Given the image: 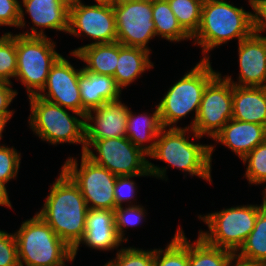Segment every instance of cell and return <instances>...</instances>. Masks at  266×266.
I'll use <instances>...</instances> for the list:
<instances>
[{
  "mask_svg": "<svg viewBox=\"0 0 266 266\" xmlns=\"http://www.w3.org/2000/svg\"><path fill=\"white\" fill-rule=\"evenodd\" d=\"M45 199L36 213L73 249L83 238L89 209L78 186L61 169Z\"/></svg>",
  "mask_w": 266,
  "mask_h": 266,
  "instance_id": "obj_1",
  "label": "cell"
},
{
  "mask_svg": "<svg viewBox=\"0 0 266 266\" xmlns=\"http://www.w3.org/2000/svg\"><path fill=\"white\" fill-rule=\"evenodd\" d=\"M253 34V12L236 7L225 0H204L201 23L191 38L202 48V60H210L211 50L238 39V43Z\"/></svg>",
  "mask_w": 266,
  "mask_h": 266,
  "instance_id": "obj_2",
  "label": "cell"
},
{
  "mask_svg": "<svg viewBox=\"0 0 266 266\" xmlns=\"http://www.w3.org/2000/svg\"><path fill=\"white\" fill-rule=\"evenodd\" d=\"M189 132L193 134L192 140L202 138L189 128H163L148 158L162 160L189 176H198L212 183V153L215 147L211 144L192 142L188 136Z\"/></svg>",
  "mask_w": 266,
  "mask_h": 266,
  "instance_id": "obj_3",
  "label": "cell"
},
{
  "mask_svg": "<svg viewBox=\"0 0 266 266\" xmlns=\"http://www.w3.org/2000/svg\"><path fill=\"white\" fill-rule=\"evenodd\" d=\"M219 73L212 69L210 60L201 59L176 81L157 105L163 128H183L178 127L177 122L194 111V119L184 127L193 129L204 90Z\"/></svg>",
  "mask_w": 266,
  "mask_h": 266,
  "instance_id": "obj_4",
  "label": "cell"
},
{
  "mask_svg": "<svg viewBox=\"0 0 266 266\" xmlns=\"http://www.w3.org/2000/svg\"><path fill=\"white\" fill-rule=\"evenodd\" d=\"M20 266H64L74 261L72 248L36 213L14 233Z\"/></svg>",
  "mask_w": 266,
  "mask_h": 266,
  "instance_id": "obj_5",
  "label": "cell"
},
{
  "mask_svg": "<svg viewBox=\"0 0 266 266\" xmlns=\"http://www.w3.org/2000/svg\"><path fill=\"white\" fill-rule=\"evenodd\" d=\"M27 99H29L31 111L28 124L35 135L51 145L81 144V154L85 152V116L83 114L48 102L37 95Z\"/></svg>",
  "mask_w": 266,
  "mask_h": 266,
  "instance_id": "obj_6",
  "label": "cell"
},
{
  "mask_svg": "<svg viewBox=\"0 0 266 266\" xmlns=\"http://www.w3.org/2000/svg\"><path fill=\"white\" fill-rule=\"evenodd\" d=\"M92 148L97 152L94 154ZM85 155L94 163L106 168L116 176L151 175L167 180L166 169L151 163L148 155L136 147L126 136L93 140L86 148Z\"/></svg>",
  "mask_w": 266,
  "mask_h": 266,
  "instance_id": "obj_7",
  "label": "cell"
},
{
  "mask_svg": "<svg viewBox=\"0 0 266 266\" xmlns=\"http://www.w3.org/2000/svg\"><path fill=\"white\" fill-rule=\"evenodd\" d=\"M260 205H239L217 212L199 215L209 231L200 229L199 236L209 245L236 254L254 228L258 213L266 206V194Z\"/></svg>",
  "mask_w": 266,
  "mask_h": 266,
  "instance_id": "obj_8",
  "label": "cell"
},
{
  "mask_svg": "<svg viewBox=\"0 0 266 266\" xmlns=\"http://www.w3.org/2000/svg\"><path fill=\"white\" fill-rule=\"evenodd\" d=\"M49 37L16 34V81L22 82L27 96L38 95L45 87L51 66L61 56Z\"/></svg>",
  "mask_w": 266,
  "mask_h": 266,
  "instance_id": "obj_9",
  "label": "cell"
},
{
  "mask_svg": "<svg viewBox=\"0 0 266 266\" xmlns=\"http://www.w3.org/2000/svg\"><path fill=\"white\" fill-rule=\"evenodd\" d=\"M78 186L89 209L115 210L114 187L117 176L94 163L85 153L78 160L69 157L61 168Z\"/></svg>",
  "mask_w": 266,
  "mask_h": 266,
  "instance_id": "obj_10",
  "label": "cell"
},
{
  "mask_svg": "<svg viewBox=\"0 0 266 266\" xmlns=\"http://www.w3.org/2000/svg\"><path fill=\"white\" fill-rule=\"evenodd\" d=\"M67 33L76 37L85 35L94 40L81 47L117 42L113 5L99 3L86 5L81 0H71Z\"/></svg>",
  "mask_w": 266,
  "mask_h": 266,
  "instance_id": "obj_11",
  "label": "cell"
},
{
  "mask_svg": "<svg viewBox=\"0 0 266 266\" xmlns=\"http://www.w3.org/2000/svg\"><path fill=\"white\" fill-rule=\"evenodd\" d=\"M117 42L152 52L148 43L156 37L152 0H118L113 4Z\"/></svg>",
  "mask_w": 266,
  "mask_h": 266,
  "instance_id": "obj_12",
  "label": "cell"
},
{
  "mask_svg": "<svg viewBox=\"0 0 266 266\" xmlns=\"http://www.w3.org/2000/svg\"><path fill=\"white\" fill-rule=\"evenodd\" d=\"M232 84L219 73L205 88L193 131L211 139L232 119Z\"/></svg>",
  "mask_w": 266,
  "mask_h": 266,
  "instance_id": "obj_13",
  "label": "cell"
},
{
  "mask_svg": "<svg viewBox=\"0 0 266 266\" xmlns=\"http://www.w3.org/2000/svg\"><path fill=\"white\" fill-rule=\"evenodd\" d=\"M82 70L83 68L75 69L61 55L51 66L46 85L37 96L85 116L88 111L82 106L78 83Z\"/></svg>",
  "mask_w": 266,
  "mask_h": 266,
  "instance_id": "obj_14",
  "label": "cell"
},
{
  "mask_svg": "<svg viewBox=\"0 0 266 266\" xmlns=\"http://www.w3.org/2000/svg\"><path fill=\"white\" fill-rule=\"evenodd\" d=\"M70 1L71 0H22L19 7L20 19L18 27L25 28V13L30 16L33 26L30 28V32L26 31L18 34L47 37V35L44 34L45 29L67 33ZM22 4L24 7H22Z\"/></svg>",
  "mask_w": 266,
  "mask_h": 266,
  "instance_id": "obj_15",
  "label": "cell"
},
{
  "mask_svg": "<svg viewBox=\"0 0 266 266\" xmlns=\"http://www.w3.org/2000/svg\"><path fill=\"white\" fill-rule=\"evenodd\" d=\"M129 111L121 99L105 102L88 111L85 115V148L93 140L126 136Z\"/></svg>",
  "mask_w": 266,
  "mask_h": 266,
  "instance_id": "obj_16",
  "label": "cell"
},
{
  "mask_svg": "<svg viewBox=\"0 0 266 266\" xmlns=\"http://www.w3.org/2000/svg\"><path fill=\"white\" fill-rule=\"evenodd\" d=\"M238 82L231 75L224 78L235 86L266 87V38L255 35L238 43Z\"/></svg>",
  "mask_w": 266,
  "mask_h": 266,
  "instance_id": "obj_17",
  "label": "cell"
},
{
  "mask_svg": "<svg viewBox=\"0 0 266 266\" xmlns=\"http://www.w3.org/2000/svg\"><path fill=\"white\" fill-rule=\"evenodd\" d=\"M81 243L99 251H110L122 246L123 241L116 231L114 210L88 209L83 238L72 249L74 259Z\"/></svg>",
  "mask_w": 266,
  "mask_h": 266,
  "instance_id": "obj_18",
  "label": "cell"
},
{
  "mask_svg": "<svg viewBox=\"0 0 266 266\" xmlns=\"http://www.w3.org/2000/svg\"><path fill=\"white\" fill-rule=\"evenodd\" d=\"M212 140L228 147L242 160L257 145L266 140V127L230 119Z\"/></svg>",
  "mask_w": 266,
  "mask_h": 266,
  "instance_id": "obj_19",
  "label": "cell"
},
{
  "mask_svg": "<svg viewBox=\"0 0 266 266\" xmlns=\"http://www.w3.org/2000/svg\"><path fill=\"white\" fill-rule=\"evenodd\" d=\"M232 119L266 127V87L232 85Z\"/></svg>",
  "mask_w": 266,
  "mask_h": 266,
  "instance_id": "obj_20",
  "label": "cell"
},
{
  "mask_svg": "<svg viewBox=\"0 0 266 266\" xmlns=\"http://www.w3.org/2000/svg\"><path fill=\"white\" fill-rule=\"evenodd\" d=\"M78 83L82 106L87 111L100 107L105 102L121 98L122 91L117 86L114 77L110 75L94 74L82 70Z\"/></svg>",
  "mask_w": 266,
  "mask_h": 266,
  "instance_id": "obj_21",
  "label": "cell"
},
{
  "mask_svg": "<svg viewBox=\"0 0 266 266\" xmlns=\"http://www.w3.org/2000/svg\"><path fill=\"white\" fill-rule=\"evenodd\" d=\"M150 54L146 49L127 47L118 42V61L113 77L121 90L154 66L149 59Z\"/></svg>",
  "mask_w": 266,
  "mask_h": 266,
  "instance_id": "obj_22",
  "label": "cell"
},
{
  "mask_svg": "<svg viewBox=\"0 0 266 266\" xmlns=\"http://www.w3.org/2000/svg\"><path fill=\"white\" fill-rule=\"evenodd\" d=\"M162 129L163 126L157 105L151 115L148 113L136 115L130 108L126 126V137L147 155L154 150L156 138ZM148 142L151 143L146 145Z\"/></svg>",
  "mask_w": 266,
  "mask_h": 266,
  "instance_id": "obj_23",
  "label": "cell"
},
{
  "mask_svg": "<svg viewBox=\"0 0 266 266\" xmlns=\"http://www.w3.org/2000/svg\"><path fill=\"white\" fill-rule=\"evenodd\" d=\"M70 54L86 63L84 71L113 77L118 61V42L91 44L76 48Z\"/></svg>",
  "mask_w": 266,
  "mask_h": 266,
  "instance_id": "obj_24",
  "label": "cell"
},
{
  "mask_svg": "<svg viewBox=\"0 0 266 266\" xmlns=\"http://www.w3.org/2000/svg\"><path fill=\"white\" fill-rule=\"evenodd\" d=\"M235 259L247 263H266V206L258 213L255 225Z\"/></svg>",
  "mask_w": 266,
  "mask_h": 266,
  "instance_id": "obj_25",
  "label": "cell"
},
{
  "mask_svg": "<svg viewBox=\"0 0 266 266\" xmlns=\"http://www.w3.org/2000/svg\"><path fill=\"white\" fill-rule=\"evenodd\" d=\"M152 18L155 23L156 36L169 42L191 40L181 28L167 0H152Z\"/></svg>",
  "mask_w": 266,
  "mask_h": 266,
  "instance_id": "obj_26",
  "label": "cell"
},
{
  "mask_svg": "<svg viewBox=\"0 0 266 266\" xmlns=\"http://www.w3.org/2000/svg\"><path fill=\"white\" fill-rule=\"evenodd\" d=\"M235 254L220 247L206 243L199 235L191 242L188 240L189 266H229Z\"/></svg>",
  "mask_w": 266,
  "mask_h": 266,
  "instance_id": "obj_27",
  "label": "cell"
},
{
  "mask_svg": "<svg viewBox=\"0 0 266 266\" xmlns=\"http://www.w3.org/2000/svg\"><path fill=\"white\" fill-rule=\"evenodd\" d=\"M181 226L165 249H154L153 266H189L188 239Z\"/></svg>",
  "mask_w": 266,
  "mask_h": 266,
  "instance_id": "obj_28",
  "label": "cell"
},
{
  "mask_svg": "<svg viewBox=\"0 0 266 266\" xmlns=\"http://www.w3.org/2000/svg\"><path fill=\"white\" fill-rule=\"evenodd\" d=\"M181 28L192 38L201 23L204 0H167Z\"/></svg>",
  "mask_w": 266,
  "mask_h": 266,
  "instance_id": "obj_29",
  "label": "cell"
},
{
  "mask_svg": "<svg viewBox=\"0 0 266 266\" xmlns=\"http://www.w3.org/2000/svg\"><path fill=\"white\" fill-rule=\"evenodd\" d=\"M242 161L245 165L248 164L244 176L249 184L266 183V140L249 152ZM263 189V194H266V186Z\"/></svg>",
  "mask_w": 266,
  "mask_h": 266,
  "instance_id": "obj_30",
  "label": "cell"
},
{
  "mask_svg": "<svg viewBox=\"0 0 266 266\" xmlns=\"http://www.w3.org/2000/svg\"><path fill=\"white\" fill-rule=\"evenodd\" d=\"M17 72L16 34L6 32L0 36V81L12 83Z\"/></svg>",
  "mask_w": 266,
  "mask_h": 266,
  "instance_id": "obj_31",
  "label": "cell"
},
{
  "mask_svg": "<svg viewBox=\"0 0 266 266\" xmlns=\"http://www.w3.org/2000/svg\"><path fill=\"white\" fill-rule=\"evenodd\" d=\"M154 249L143 250L135 247H121L117 250L116 257L103 266H153Z\"/></svg>",
  "mask_w": 266,
  "mask_h": 266,
  "instance_id": "obj_32",
  "label": "cell"
},
{
  "mask_svg": "<svg viewBox=\"0 0 266 266\" xmlns=\"http://www.w3.org/2000/svg\"><path fill=\"white\" fill-rule=\"evenodd\" d=\"M114 213L118 237L125 243L128 241V238L124 237L126 229L139 226L147 215L146 209L142 205H137V202L133 206L128 204L126 207H118L114 210Z\"/></svg>",
  "mask_w": 266,
  "mask_h": 266,
  "instance_id": "obj_33",
  "label": "cell"
},
{
  "mask_svg": "<svg viewBox=\"0 0 266 266\" xmlns=\"http://www.w3.org/2000/svg\"><path fill=\"white\" fill-rule=\"evenodd\" d=\"M21 153L15 147L0 144V181L7 183L15 179L20 168Z\"/></svg>",
  "mask_w": 266,
  "mask_h": 266,
  "instance_id": "obj_34",
  "label": "cell"
},
{
  "mask_svg": "<svg viewBox=\"0 0 266 266\" xmlns=\"http://www.w3.org/2000/svg\"><path fill=\"white\" fill-rule=\"evenodd\" d=\"M142 176H150L151 175H135V176H117L115 187H114V199H115V209L118 207H122L123 202L130 204V206L135 205L133 204V200H136L135 195H137L136 191L138 186H136L135 182L132 180L134 177H142ZM133 199V200H132ZM132 203V204H131Z\"/></svg>",
  "mask_w": 266,
  "mask_h": 266,
  "instance_id": "obj_35",
  "label": "cell"
},
{
  "mask_svg": "<svg viewBox=\"0 0 266 266\" xmlns=\"http://www.w3.org/2000/svg\"><path fill=\"white\" fill-rule=\"evenodd\" d=\"M0 266H20L14 233L0 230Z\"/></svg>",
  "mask_w": 266,
  "mask_h": 266,
  "instance_id": "obj_36",
  "label": "cell"
},
{
  "mask_svg": "<svg viewBox=\"0 0 266 266\" xmlns=\"http://www.w3.org/2000/svg\"><path fill=\"white\" fill-rule=\"evenodd\" d=\"M20 3L18 0H0V27L13 26L18 28Z\"/></svg>",
  "mask_w": 266,
  "mask_h": 266,
  "instance_id": "obj_37",
  "label": "cell"
},
{
  "mask_svg": "<svg viewBox=\"0 0 266 266\" xmlns=\"http://www.w3.org/2000/svg\"><path fill=\"white\" fill-rule=\"evenodd\" d=\"M17 95V90L12 89V83L0 81V114L9 120L14 113V110H9V106Z\"/></svg>",
  "mask_w": 266,
  "mask_h": 266,
  "instance_id": "obj_38",
  "label": "cell"
},
{
  "mask_svg": "<svg viewBox=\"0 0 266 266\" xmlns=\"http://www.w3.org/2000/svg\"><path fill=\"white\" fill-rule=\"evenodd\" d=\"M266 31V1L260 4L253 11V33L255 35L266 38L262 36V32Z\"/></svg>",
  "mask_w": 266,
  "mask_h": 266,
  "instance_id": "obj_39",
  "label": "cell"
},
{
  "mask_svg": "<svg viewBox=\"0 0 266 266\" xmlns=\"http://www.w3.org/2000/svg\"><path fill=\"white\" fill-rule=\"evenodd\" d=\"M0 206L12 208L6 184L0 181Z\"/></svg>",
  "mask_w": 266,
  "mask_h": 266,
  "instance_id": "obj_40",
  "label": "cell"
},
{
  "mask_svg": "<svg viewBox=\"0 0 266 266\" xmlns=\"http://www.w3.org/2000/svg\"><path fill=\"white\" fill-rule=\"evenodd\" d=\"M9 121V119L7 117H5L3 114H0V141L3 138V131L5 126H7V122Z\"/></svg>",
  "mask_w": 266,
  "mask_h": 266,
  "instance_id": "obj_41",
  "label": "cell"
},
{
  "mask_svg": "<svg viewBox=\"0 0 266 266\" xmlns=\"http://www.w3.org/2000/svg\"><path fill=\"white\" fill-rule=\"evenodd\" d=\"M266 0H248L249 5L253 9V11L262 3H264Z\"/></svg>",
  "mask_w": 266,
  "mask_h": 266,
  "instance_id": "obj_42",
  "label": "cell"
},
{
  "mask_svg": "<svg viewBox=\"0 0 266 266\" xmlns=\"http://www.w3.org/2000/svg\"><path fill=\"white\" fill-rule=\"evenodd\" d=\"M96 3L99 4H109V5H113L115 4L118 0H94Z\"/></svg>",
  "mask_w": 266,
  "mask_h": 266,
  "instance_id": "obj_43",
  "label": "cell"
},
{
  "mask_svg": "<svg viewBox=\"0 0 266 266\" xmlns=\"http://www.w3.org/2000/svg\"><path fill=\"white\" fill-rule=\"evenodd\" d=\"M234 263V264H233ZM229 266H251V264H247V263H243V262H240L236 259H234V261H232Z\"/></svg>",
  "mask_w": 266,
  "mask_h": 266,
  "instance_id": "obj_44",
  "label": "cell"
},
{
  "mask_svg": "<svg viewBox=\"0 0 266 266\" xmlns=\"http://www.w3.org/2000/svg\"><path fill=\"white\" fill-rule=\"evenodd\" d=\"M251 266H266V263H255L251 264Z\"/></svg>",
  "mask_w": 266,
  "mask_h": 266,
  "instance_id": "obj_45",
  "label": "cell"
}]
</instances>
